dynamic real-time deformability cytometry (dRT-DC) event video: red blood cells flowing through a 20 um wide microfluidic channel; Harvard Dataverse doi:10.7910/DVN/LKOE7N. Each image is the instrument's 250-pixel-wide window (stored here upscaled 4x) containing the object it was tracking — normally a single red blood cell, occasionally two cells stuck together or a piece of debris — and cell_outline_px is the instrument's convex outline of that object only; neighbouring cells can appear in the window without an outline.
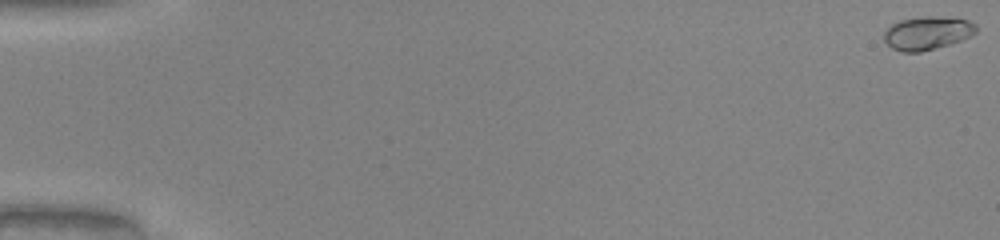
{"species": "common noctule bat (a hibernating species)", "species_latin": "Nyctalus noctula", "temperature_condition": "warm", "stored_images_in_passage": 52, "camera_frame_rate_fps": 3000, "um_per_image_px": 0.085, "animal": {"sex": "male", "body_mass_g": 20.0, "forearm_length_mm": 53.3}, "frame": {"image": 1, "passage_image": 1, "time_ms": 0.0, "image_size_px": [1000, 240], "cell_outline_px": [[976, 32], [960, 40], [948, 44], [920, 52], [900, 52], [892, 48], [884, 40], [884, 32], [892, 24], [900, 20], [924, 16], [936, 16], [968, 20], [976, 24]], "centroid_in_image_um": [78.79, 2.8], "position_along_channel_um": 6.2, "area_um2": 17.63}}
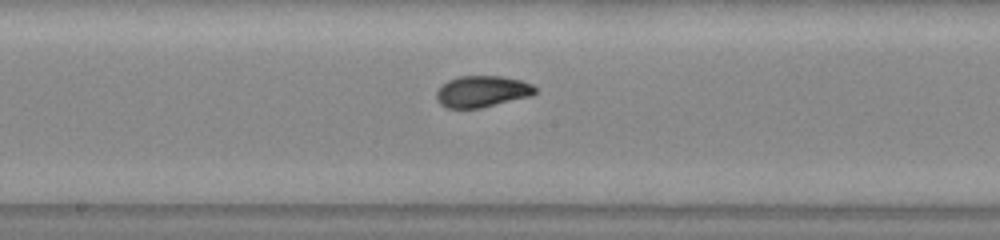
{"frame": {"image": 2, "passage_image": 29, "time_ms": 9.333, "image_size_px": [1000, 240], "cell_outline_px": [[536, 92], [532, 96], [480, 108], [448, 108], [440, 104], [436, 100], [436, 92], [448, 80], [460, 76], [500, 76], [520, 80], [532, 84], [536, 88]], "centroid_in_image_um": [40.99, 7.78], "position_along_channel_um": 207.2, "area_um2": 18.03}}
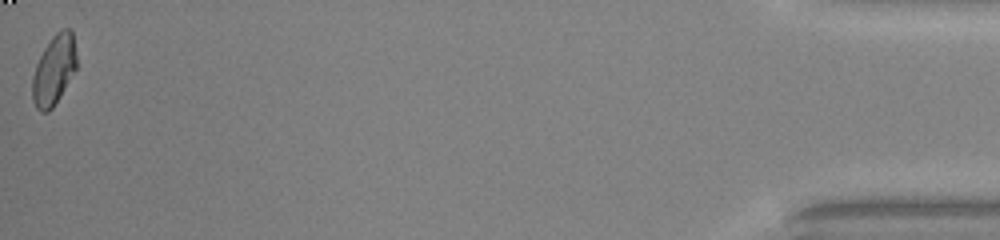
{"frame": {"image": 3, "passage_image": 52, "time_ms": 17.0, "image_size_px": [1000, 240], "cell_outline_px": [[76, 68], [60, 96], [52, 108], [48, 112], [40, 112], [36, 108], [32, 100], [32, 76], [36, 64], [44, 48], [52, 36], [60, 28], [68, 28], [72, 32], [76, 52]], "centroid_in_image_um": [4.57, 5.94], "position_along_channel_um": 430.6, "area_um2": 17.98}, "authors_computed_cell_mechanics": {"area_um2": 17.8313, "velocity_mm_per_s": 4.093, "shape_relaxation_time_tau1_ms": 4.084, "shape_relaxation_time_tau2_ms": null, "deformation_change_tau1": 0.1577, "deformation_change_tau2": null}}